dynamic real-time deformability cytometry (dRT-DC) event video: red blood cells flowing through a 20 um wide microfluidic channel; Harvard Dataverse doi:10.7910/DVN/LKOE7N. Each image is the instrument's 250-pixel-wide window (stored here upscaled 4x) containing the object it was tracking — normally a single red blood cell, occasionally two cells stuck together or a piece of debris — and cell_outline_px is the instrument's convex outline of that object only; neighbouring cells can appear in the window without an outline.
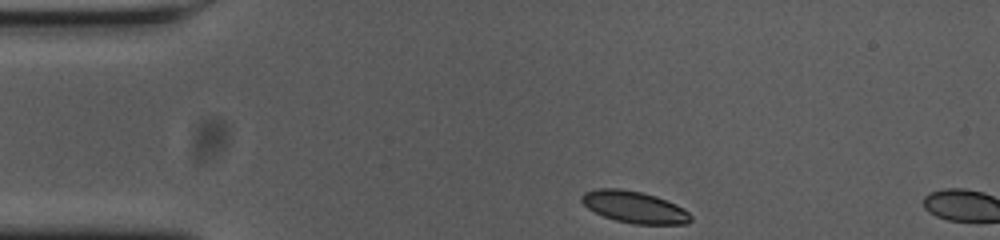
{"species": "common noctule bat (a hibernating species)", "species_latin": "Nyctalus noctula", "temperature_condition": "cold", "stored_images_in_passage": 3, "camera_frame_rate_fps": 3000, "um_per_image_px": 0.085, "animal": {"sex": "female", "body_mass_g": 23.0, "forearm_length_mm": 53.4}, "frame": {"image": 1, "passage_image": 1, "time_ms": 0.0, "image_size_px": [1000, 240], "cell_outline_px": [[692, 220], [688, 224], [636, 224], [616, 220], [604, 216], [588, 208], [580, 200], [580, 196], [584, 192], [596, 188], [620, 188], [640, 192], [656, 196], [676, 204], [684, 208], [692, 216]], "centroid_in_image_um": [53.93, 17.59], "position_along_channel_um": 31.1, "area_um2": 20.23}}